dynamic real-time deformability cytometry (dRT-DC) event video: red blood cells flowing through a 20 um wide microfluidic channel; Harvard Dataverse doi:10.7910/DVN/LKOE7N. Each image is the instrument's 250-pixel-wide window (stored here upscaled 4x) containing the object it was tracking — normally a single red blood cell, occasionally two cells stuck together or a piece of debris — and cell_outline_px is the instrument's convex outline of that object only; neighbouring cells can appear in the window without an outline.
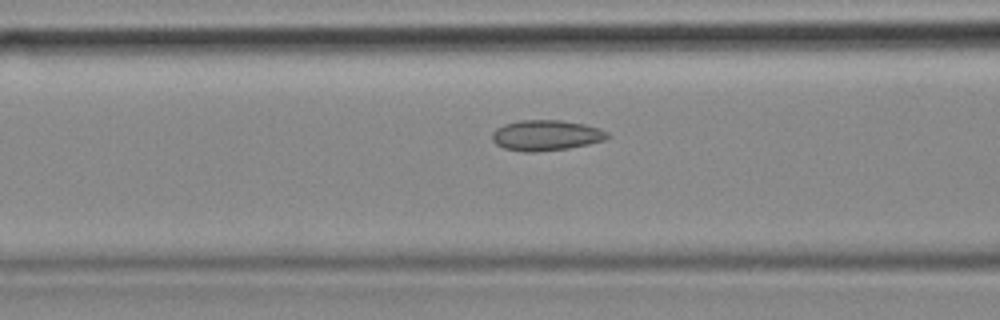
{"species": "common noctule bat (a hibernating species)", "species_latin": "Nyctalus noctula", "temperature_condition": "cold", "stored_images_in_passage": 54, "camera_frame_rate_fps": 3000, "um_per_image_px": 0.085, "animal": {"sex": "female", "body_mass_g": 18.4}, "frame": {"image": 1, "passage_image": 21, "time_ms": 6.667, "image_size_px": [1000, 320], "cell_outline_px": [[612, 136], [604, 140], [588, 144], [568, 148], [536, 152], [524, 152], [504, 148], [496, 144], [492, 140], [492, 132], [496, 128], [504, 124], [520, 120], [560, 120], [584, 124], [600, 128], [608, 132]], "centroid_in_image_um": [46.42, 11.5], "position_along_channel_um": 120.2, "area_um2": 20.63}}
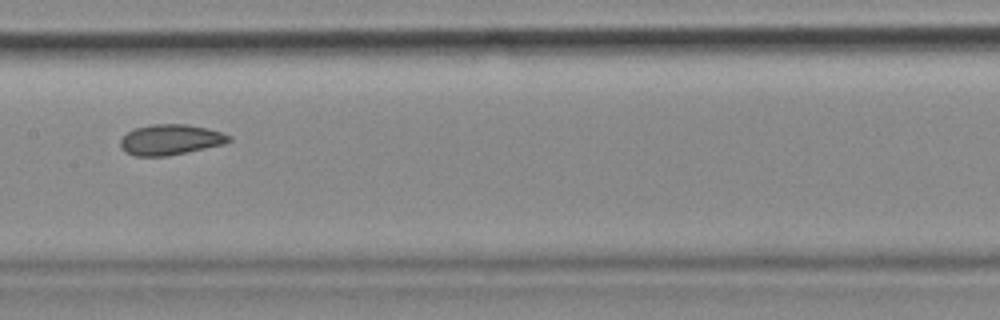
{"frame": {"image": 2, "passage_image": 27, "time_ms": 8.667, "image_size_px": [1000, 320], "cell_outline_px": [[232, 140], [224, 144], [168, 156], [136, 156], [120, 148], [120, 140], [132, 128], [152, 124], [188, 124], [208, 128], [232, 136]], "centroid_in_image_um": [14.49, 11.86], "position_along_channel_um": 192.9, "area_um2": 19.36}}
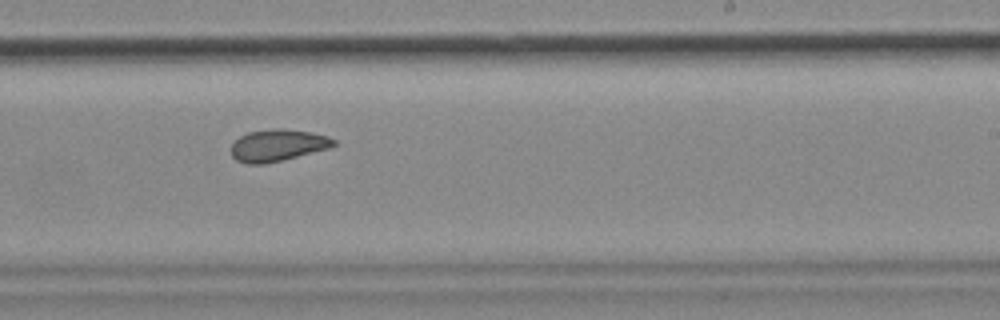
{"frame": {"image": 3, "passage_image": 33, "time_ms": 10.667, "image_size_px": [1000, 320], "cell_outline_px": [[336, 144], [332, 148], [264, 164], [244, 164], [236, 160], [232, 156], [228, 148], [240, 136], [248, 132], [272, 128], [280, 128], [312, 132], [328, 136], [336, 140]], "centroid_in_image_um": [23.59, 12.35], "position_along_channel_um": 265.4, "area_um2": 19.36}, "authors_computed_cell_mechanics": {"area_um2": 20.1722, "velocity_mm_per_s": 3.6391, "shape_relaxation_time_tau1_ms": null, "shape_relaxation_time_tau2_ms": 3.0136, "deformation_change_tau1": null, "deformation_change_tau2": 0.082}}